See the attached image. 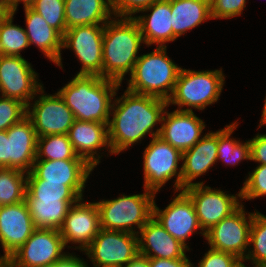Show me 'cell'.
<instances>
[{
  "instance_id": "28",
  "label": "cell",
  "mask_w": 266,
  "mask_h": 267,
  "mask_svg": "<svg viewBox=\"0 0 266 267\" xmlns=\"http://www.w3.org/2000/svg\"><path fill=\"white\" fill-rule=\"evenodd\" d=\"M25 201L35 228L60 230L69 208L78 200H40L26 190Z\"/></svg>"
},
{
  "instance_id": "11",
  "label": "cell",
  "mask_w": 266,
  "mask_h": 267,
  "mask_svg": "<svg viewBox=\"0 0 266 267\" xmlns=\"http://www.w3.org/2000/svg\"><path fill=\"white\" fill-rule=\"evenodd\" d=\"M242 204L230 216L205 232L210 248L231 253L245 262L249 249L250 229L253 213L245 212ZM247 215V217H246Z\"/></svg>"
},
{
  "instance_id": "15",
  "label": "cell",
  "mask_w": 266,
  "mask_h": 267,
  "mask_svg": "<svg viewBox=\"0 0 266 267\" xmlns=\"http://www.w3.org/2000/svg\"><path fill=\"white\" fill-rule=\"evenodd\" d=\"M93 170L84 159L35 160L27 178L63 183L83 198L86 181Z\"/></svg>"
},
{
  "instance_id": "2",
  "label": "cell",
  "mask_w": 266,
  "mask_h": 267,
  "mask_svg": "<svg viewBox=\"0 0 266 267\" xmlns=\"http://www.w3.org/2000/svg\"><path fill=\"white\" fill-rule=\"evenodd\" d=\"M120 83L94 75H75L58 93L75 120L108 124Z\"/></svg>"
},
{
  "instance_id": "38",
  "label": "cell",
  "mask_w": 266,
  "mask_h": 267,
  "mask_svg": "<svg viewBox=\"0 0 266 267\" xmlns=\"http://www.w3.org/2000/svg\"><path fill=\"white\" fill-rule=\"evenodd\" d=\"M246 0H210L212 19H230L242 14Z\"/></svg>"
},
{
  "instance_id": "39",
  "label": "cell",
  "mask_w": 266,
  "mask_h": 267,
  "mask_svg": "<svg viewBox=\"0 0 266 267\" xmlns=\"http://www.w3.org/2000/svg\"><path fill=\"white\" fill-rule=\"evenodd\" d=\"M160 0H110L114 17L134 18L137 14Z\"/></svg>"
},
{
  "instance_id": "7",
  "label": "cell",
  "mask_w": 266,
  "mask_h": 267,
  "mask_svg": "<svg viewBox=\"0 0 266 267\" xmlns=\"http://www.w3.org/2000/svg\"><path fill=\"white\" fill-rule=\"evenodd\" d=\"M143 152L144 189L157 194L166 182L176 176L175 192L182 191V167L178 169V162L183 159V153L159 136L153 137Z\"/></svg>"
},
{
  "instance_id": "6",
  "label": "cell",
  "mask_w": 266,
  "mask_h": 267,
  "mask_svg": "<svg viewBox=\"0 0 266 267\" xmlns=\"http://www.w3.org/2000/svg\"><path fill=\"white\" fill-rule=\"evenodd\" d=\"M225 76L220 70L194 71L181 68L175 88L167 100L169 105H178L176 110H203L218 101L223 90ZM188 106L183 109L182 107Z\"/></svg>"
},
{
  "instance_id": "25",
  "label": "cell",
  "mask_w": 266,
  "mask_h": 267,
  "mask_svg": "<svg viewBox=\"0 0 266 267\" xmlns=\"http://www.w3.org/2000/svg\"><path fill=\"white\" fill-rule=\"evenodd\" d=\"M26 34L29 44H35L50 61L63 69L61 49L63 36L31 7H24Z\"/></svg>"
},
{
  "instance_id": "27",
  "label": "cell",
  "mask_w": 266,
  "mask_h": 267,
  "mask_svg": "<svg viewBox=\"0 0 266 267\" xmlns=\"http://www.w3.org/2000/svg\"><path fill=\"white\" fill-rule=\"evenodd\" d=\"M173 41L211 20L210 0H171Z\"/></svg>"
},
{
  "instance_id": "14",
  "label": "cell",
  "mask_w": 266,
  "mask_h": 267,
  "mask_svg": "<svg viewBox=\"0 0 266 267\" xmlns=\"http://www.w3.org/2000/svg\"><path fill=\"white\" fill-rule=\"evenodd\" d=\"M22 56L0 55V95L21 101L26 106L35 99L43 84Z\"/></svg>"
},
{
  "instance_id": "51",
  "label": "cell",
  "mask_w": 266,
  "mask_h": 267,
  "mask_svg": "<svg viewBox=\"0 0 266 267\" xmlns=\"http://www.w3.org/2000/svg\"><path fill=\"white\" fill-rule=\"evenodd\" d=\"M0 3H8L7 0H0Z\"/></svg>"
},
{
  "instance_id": "37",
  "label": "cell",
  "mask_w": 266,
  "mask_h": 267,
  "mask_svg": "<svg viewBox=\"0 0 266 267\" xmlns=\"http://www.w3.org/2000/svg\"><path fill=\"white\" fill-rule=\"evenodd\" d=\"M241 188L242 199H255L266 195V164L258 166L250 173Z\"/></svg>"
},
{
  "instance_id": "48",
  "label": "cell",
  "mask_w": 266,
  "mask_h": 267,
  "mask_svg": "<svg viewBox=\"0 0 266 267\" xmlns=\"http://www.w3.org/2000/svg\"><path fill=\"white\" fill-rule=\"evenodd\" d=\"M264 100H265L264 107L262 109L263 111H262L261 119H260V122H259L260 124L258 125L259 128L266 124V97H265Z\"/></svg>"
},
{
  "instance_id": "22",
  "label": "cell",
  "mask_w": 266,
  "mask_h": 267,
  "mask_svg": "<svg viewBox=\"0 0 266 267\" xmlns=\"http://www.w3.org/2000/svg\"><path fill=\"white\" fill-rule=\"evenodd\" d=\"M137 236L139 253L148 258H187L185 252L189 249L172 237L154 217L140 229Z\"/></svg>"
},
{
  "instance_id": "13",
  "label": "cell",
  "mask_w": 266,
  "mask_h": 267,
  "mask_svg": "<svg viewBox=\"0 0 266 267\" xmlns=\"http://www.w3.org/2000/svg\"><path fill=\"white\" fill-rule=\"evenodd\" d=\"M39 93L38 99L27 105V116L32 121L37 137L68 134L75 121L73 112L58 92L54 95L44 94L42 87Z\"/></svg>"
},
{
  "instance_id": "42",
  "label": "cell",
  "mask_w": 266,
  "mask_h": 267,
  "mask_svg": "<svg viewBox=\"0 0 266 267\" xmlns=\"http://www.w3.org/2000/svg\"><path fill=\"white\" fill-rule=\"evenodd\" d=\"M150 267H192V263L188 258L179 259H160L149 258Z\"/></svg>"
},
{
  "instance_id": "24",
  "label": "cell",
  "mask_w": 266,
  "mask_h": 267,
  "mask_svg": "<svg viewBox=\"0 0 266 267\" xmlns=\"http://www.w3.org/2000/svg\"><path fill=\"white\" fill-rule=\"evenodd\" d=\"M150 14L134 16L137 21L144 43L149 47H166L165 43L173 42L171 0H160L141 11Z\"/></svg>"
},
{
  "instance_id": "1",
  "label": "cell",
  "mask_w": 266,
  "mask_h": 267,
  "mask_svg": "<svg viewBox=\"0 0 266 267\" xmlns=\"http://www.w3.org/2000/svg\"><path fill=\"white\" fill-rule=\"evenodd\" d=\"M168 101L150 96L124 91V94L113 99L111 113L107 125L108 141L112 154H119L140 142L149 133L157 137L160 128L155 125L162 123L163 114Z\"/></svg>"
},
{
  "instance_id": "30",
  "label": "cell",
  "mask_w": 266,
  "mask_h": 267,
  "mask_svg": "<svg viewBox=\"0 0 266 267\" xmlns=\"http://www.w3.org/2000/svg\"><path fill=\"white\" fill-rule=\"evenodd\" d=\"M27 173L10 168H0V206L25 201Z\"/></svg>"
},
{
  "instance_id": "49",
  "label": "cell",
  "mask_w": 266,
  "mask_h": 267,
  "mask_svg": "<svg viewBox=\"0 0 266 267\" xmlns=\"http://www.w3.org/2000/svg\"><path fill=\"white\" fill-rule=\"evenodd\" d=\"M0 267H10L8 260L0 259Z\"/></svg>"
},
{
  "instance_id": "5",
  "label": "cell",
  "mask_w": 266,
  "mask_h": 267,
  "mask_svg": "<svg viewBox=\"0 0 266 267\" xmlns=\"http://www.w3.org/2000/svg\"><path fill=\"white\" fill-rule=\"evenodd\" d=\"M144 191L142 194H123L112 200L96 202L100 228L138 235L140 229L153 217V203L156 197L155 193L146 189Z\"/></svg>"
},
{
  "instance_id": "35",
  "label": "cell",
  "mask_w": 266,
  "mask_h": 267,
  "mask_svg": "<svg viewBox=\"0 0 266 267\" xmlns=\"http://www.w3.org/2000/svg\"><path fill=\"white\" fill-rule=\"evenodd\" d=\"M30 7L38 12L49 26L62 36L65 34L67 28L64 0H36Z\"/></svg>"
},
{
  "instance_id": "26",
  "label": "cell",
  "mask_w": 266,
  "mask_h": 267,
  "mask_svg": "<svg viewBox=\"0 0 266 267\" xmlns=\"http://www.w3.org/2000/svg\"><path fill=\"white\" fill-rule=\"evenodd\" d=\"M66 28L105 25L112 19L110 0H64Z\"/></svg>"
},
{
  "instance_id": "18",
  "label": "cell",
  "mask_w": 266,
  "mask_h": 267,
  "mask_svg": "<svg viewBox=\"0 0 266 267\" xmlns=\"http://www.w3.org/2000/svg\"><path fill=\"white\" fill-rule=\"evenodd\" d=\"M26 201L0 206V244L7 260L35 230Z\"/></svg>"
},
{
  "instance_id": "44",
  "label": "cell",
  "mask_w": 266,
  "mask_h": 267,
  "mask_svg": "<svg viewBox=\"0 0 266 267\" xmlns=\"http://www.w3.org/2000/svg\"><path fill=\"white\" fill-rule=\"evenodd\" d=\"M47 267H86V261L83 258L77 257L76 255L68 254L63 260L57 262L53 266Z\"/></svg>"
},
{
  "instance_id": "19",
  "label": "cell",
  "mask_w": 266,
  "mask_h": 267,
  "mask_svg": "<svg viewBox=\"0 0 266 267\" xmlns=\"http://www.w3.org/2000/svg\"><path fill=\"white\" fill-rule=\"evenodd\" d=\"M204 123L193 111L165 110L158 136L183 153L202 138Z\"/></svg>"
},
{
  "instance_id": "41",
  "label": "cell",
  "mask_w": 266,
  "mask_h": 267,
  "mask_svg": "<svg viewBox=\"0 0 266 267\" xmlns=\"http://www.w3.org/2000/svg\"><path fill=\"white\" fill-rule=\"evenodd\" d=\"M251 161L266 164V134H257L249 140Z\"/></svg>"
},
{
  "instance_id": "8",
  "label": "cell",
  "mask_w": 266,
  "mask_h": 267,
  "mask_svg": "<svg viewBox=\"0 0 266 267\" xmlns=\"http://www.w3.org/2000/svg\"><path fill=\"white\" fill-rule=\"evenodd\" d=\"M59 230L36 228L26 242L7 260L10 267H47L68 254Z\"/></svg>"
},
{
  "instance_id": "33",
  "label": "cell",
  "mask_w": 266,
  "mask_h": 267,
  "mask_svg": "<svg viewBox=\"0 0 266 267\" xmlns=\"http://www.w3.org/2000/svg\"><path fill=\"white\" fill-rule=\"evenodd\" d=\"M249 248L245 260H251L253 267L266 265V215L258 211L253 212Z\"/></svg>"
},
{
  "instance_id": "47",
  "label": "cell",
  "mask_w": 266,
  "mask_h": 267,
  "mask_svg": "<svg viewBox=\"0 0 266 267\" xmlns=\"http://www.w3.org/2000/svg\"><path fill=\"white\" fill-rule=\"evenodd\" d=\"M12 12L17 11L18 4L23 2L24 7H30L36 0H7Z\"/></svg>"
},
{
  "instance_id": "34",
  "label": "cell",
  "mask_w": 266,
  "mask_h": 267,
  "mask_svg": "<svg viewBox=\"0 0 266 267\" xmlns=\"http://www.w3.org/2000/svg\"><path fill=\"white\" fill-rule=\"evenodd\" d=\"M35 199L79 200L80 197L63 183L47 182L40 178H27V189Z\"/></svg>"
},
{
  "instance_id": "23",
  "label": "cell",
  "mask_w": 266,
  "mask_h": 267,
  "mask_svg": "<svg viewBox=\"0 0 266 267\" xmlns=\"http://www.w3.org/2000/svg\"><path fill=\"white\" fill-rule=\"evenodd\" d=\"M218 131L207 132L191 148L183 152L182 190L195 184L217 162Z\"/></svg>"
},
{
  "instance_id": "31",
  "label": "cell",
  "mask_w": 266,
  "mask_h": 267,
  "mask_svg": "<svg viewBox=\"0 0 266 267\" xmlns=\"http://www.w3.org/2000/svg\"><path fill=\"white\" fill-rule=\"evenodd\" d=\"M82 159L78 157L68 134L45 135L37 138L36 160Z\"/></svg>"
},
{
  "instance_id": "43",
  "label": "cell",
  "mask_w": 266,
  "mask_h": 267,
  "mask_svg": "<svg viewBox=\"0 0 266 267\" xmlns=\"http://www.w3.org/2000/svg\"><path fill=\"white\" fill-rule=\"evenodd\" d=\"M0 168H9L7 130L0 131Z\"/></svg>"
},
{
  "instance_id": "10",
  "label": "cell",
  "mask_w": 266,
  "mask_h": 267,
  "mask_svg": "<svg viewBox=\"0 0 266 267\" xmlns=\"http://www.w3.org/2000/svg\"><path fill=\"white\" fill-rule=\"evenodd\" d=\"M192 201L199 224L204 232L230 216L242 203L241 191L236 195L227 194L220 189L204 186V182H196L182 190ZM239 198V199H238Z\"/></svg>"
},
{
  "instance_id": "16",
  "label": "cell",
  "mask_w": 266,
  "mask_h": 267,
  "mask_svg": "<svg viewBox=\"0 0 266 267\" xmlns=\"http://www.w3.org/2000/svg\"><path fill=\"white\" fill-rule=\"evenodd\" d=\"M153 217L172 237L185 245L189 250L190 248L186 240L194 232L196 233L197 229H200L201 232L199 234L205 237V232L199 224L194 205L183 191H180L164 210L159 209L154 200Z\"/></svg>"
},
{
  "instance_id": "46",
  "label": "cell",
  "mask_w": 266,
  "mask_h": 267,
  "mask_svg": "<svg viewBox=\"0 0 266 267\" xmlns=\"http://www.w3.org/2000/svg\"><path fill=\"white\" fill-rule=\"evenodd\" d=\"M11 13L12 10L8 3H0V28Z\"/></svg>"
},
{
  "instance_id": "3",
  "label": "cell",
  "mask_w": 266,
  "mask_h": 267,
  "mask_svg": "<svg viewBox=\"0 0 266 267\" xmlns=\"http://www.w3.org/2000/svg\"><path fill=\"white\" fill-rule=\"evenodd\" d=\"M144 44L140 27L134 18L113 17L104 25L103 78L122 83L131 74Z\"/></svg>"
},
{
  "instance_id": "45",
  "label": "cell",
  "mask_w": 266,
  "mask_h": 267,
  "mask_svg": "<svg viewBox=\"0 0 266 267\" xmlns=\"http://www.w3.org/2000/svg\"><path fill=\"white\" fill-rule=\"evenodd\" d=\"M122 267H150L149 258L138 253L132 260Z\"/></svg>"
},
{
  "instance_id": "20",
  "label": "cell",
  "mask_w": 266,
  "mask_h": 267,
  "mask_svg": "<svg viewBox=\"0 0 266 267\" xmlns=\"http://www.w3.org/2000/svg\"><path fill=\"white\" fill-rule=\"evenodd\" d=\"M107 125L100 122L75 120L68 132L69 140L76 155L84 159L93 168L101 162L102 155H99V151L107 148L112 155L108 141Z\"/></svg>"
},
{
  "instance_id": "50",
  "label": "cell",
  "mask_w": 266,
  "mask_h": 267,
  "mask_svg": "<svg viewBox=\"0 0 266 267\" xmlns=\"http://www.w3.org/2000/svg\"><path fill=\"white\" fill-rule=\"evenodd\" d=\"M237 267H246L245 264L242 262L241 264H239Z\"/></svg>"
},
{
  "instance_id": "9",
  "label": "cell",
  "mask_w": 266,
  "mask_h": 267,
  "mask_svg": "<svg viewBox=\"0 0 266 267\" xmlns=\"http://www.w3.org/2000/svg\"><path fill=\"white\" fill-rule=\"evenodd\" d=\"M84 252L94 267H122L139 253L138 236L100 228Z\"/></svg>"
},
{
  "instance_id": "36",
  "label": "cell",
  "mask_w": 266,
  "mask_h": 267,
  "mask_svg": "<svg viewBox=\"0 0 266 267\" xmlns=\"http://www.w3.org/2000/svg\"><path fill=\"white\" fill-rule=\"evenodd\" d=\"M27 115V106L19 100L0 97V131L7 130Z\"/></svg>"
},
{
  "instance_id": "32",
  "label": "cell",
  "mask_w": 266,
  "mask_h": 267,
  "mask_svg": "<svg viewBox=\"0 0 266 267\" xmlns=\"http://www.w3.org/2000/svg\"><path fill=\"white\" fill-rule=\"evenodd\" d=\"M14 14L12 12L0 28V55L21 56L20 52L30 46L25 29L13 24Z\"/></svg>"
},
{
  "instance_id": "17",
  "label": "cell",
  "mask_w": 266,
  "mask_h": 267,
  "mask_svg": "<svg viewBox=\"0 0 266 267\" xmlns=\"http://www.w3.org/2000/svg\"><path fill=\"white\" fill-rule=\"evenodd\" d=\"M80 198L72 204L65 217L60 234L67 247L68 243L79 244L74 249L84 251L100 230L99 209L96 202H83Z\"/></svg>"
},
{
  "instance_id": "29",
  "label": "cell",
  "mask_w": 266,
  "mask_h": 267,
  "mask_svg": "<svg viewBox=\"0 0 266 267\" xmlns=\"http://www.w3.org/2000/svg\"><path fill=\"white\" fill-rule=\"evenodd\" d=\"M238 126L237 121L218 130L217 161L222 160L226 165H236L242 160H251L249 140L245 143L231 138Z\"/></svg>"
},
{
  "instance_id": "40",
  "label": "cell",
  "mask_w": 266,
  "mask_h": 267,
  "mask_svg": "<svg viewBox=\"0 0 266 267\" xmlns=\"http://www.w3.org/2000/svg\"><path fill=\"white\" fill-rule=\"evenodd\" d=\"M242 262L241 259L231 253L210 248L198 262V267H237ZM192 267H195L194 264H192Z\"/></svg>"
},
{
  "instance_id": "12",
  "label": "cell",
  "mask_w": 266,
  "mask_h": 267,
  "mask_svg": "<svg viewBox=\"0 0 266 267\" xmlns=\"http://www.w3.org/2000/svg\"><path fill=\"white\" fill-rule=\"evenodd\" d=\"M104 25L75 26L66 30L62 48H71L82 64L77 75H94L103 78Z\"/></svg>"
},
{
  "instance_id": "4",
  "label": "cell",
  "mask_w": 266,
  "mask_h": 267,
  "mask_svg": "<svg viewBox=\"0 0 266 267\" xmlns=\"http://www.w3.org/2000/svg\"><path fill=\"white\" fill-rule=\"evenodd\" d=\"M167 46L139 55L126 90L168 100L175 88L181 67L167 56Z\"/></svg>"
},
{
  "instance_id": "21",
  "label": "cell",
  "mask_w": 266,
  "mask_h": 267,
  "mask_svg": "<svg viewBox=\"0 0 266 267\" xmlns=\"http://www.w3.org/2000/svg\"><path fill=\"white\" fill-rule=\"evenodd\" d=\"M9 168L29 173L37 154V135L26 115L7 129Z\"/></svg>"
}]
</instances>
